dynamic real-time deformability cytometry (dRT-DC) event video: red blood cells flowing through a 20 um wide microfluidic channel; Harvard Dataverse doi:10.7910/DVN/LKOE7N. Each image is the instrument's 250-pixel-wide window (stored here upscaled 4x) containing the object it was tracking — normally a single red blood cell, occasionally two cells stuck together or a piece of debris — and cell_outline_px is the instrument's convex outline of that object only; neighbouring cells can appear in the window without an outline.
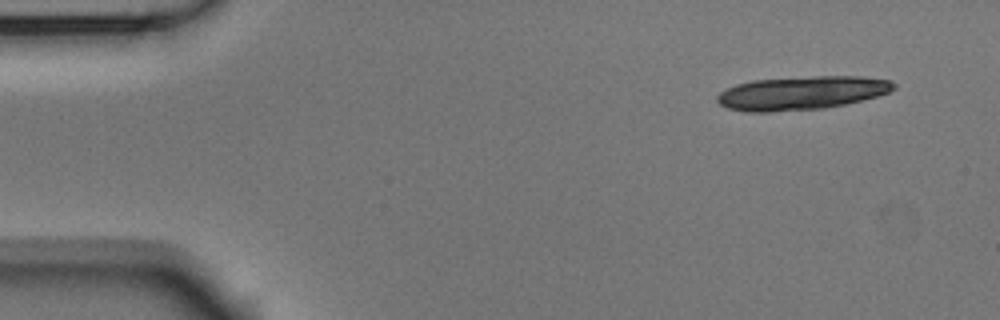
{"species": "Egyptian fruit bat (a non-hibernating species)", "species_latin": "Rousettus aegyptiacus", "temperature_condition": "room temperature", "stored_images_in_passage": 14, "camera_frame_rate_fps": 3000, "um_per_image_px": 0.085, "animal": {"sex": "male"}, "frame": {"image": 1, "passage_image": 1, "time_ms": 0.0, "image_size_px": [1000, 320], "cell_outline_px": [[896, 88], [888, 92], [876, 96], [844, 104], [824, 108], [768, 112], [744, 112], [728, 108], [720, 104], [716, 100], [716, 96], [720, 92], [736, 84], [752, 80], [812, 76], [860, 76], [892, 80], [896, 84]], "centroid_in_image_um": [68.12, 7.9], "position_along_channel_um": 16.9, "area_um2": 34.56}}